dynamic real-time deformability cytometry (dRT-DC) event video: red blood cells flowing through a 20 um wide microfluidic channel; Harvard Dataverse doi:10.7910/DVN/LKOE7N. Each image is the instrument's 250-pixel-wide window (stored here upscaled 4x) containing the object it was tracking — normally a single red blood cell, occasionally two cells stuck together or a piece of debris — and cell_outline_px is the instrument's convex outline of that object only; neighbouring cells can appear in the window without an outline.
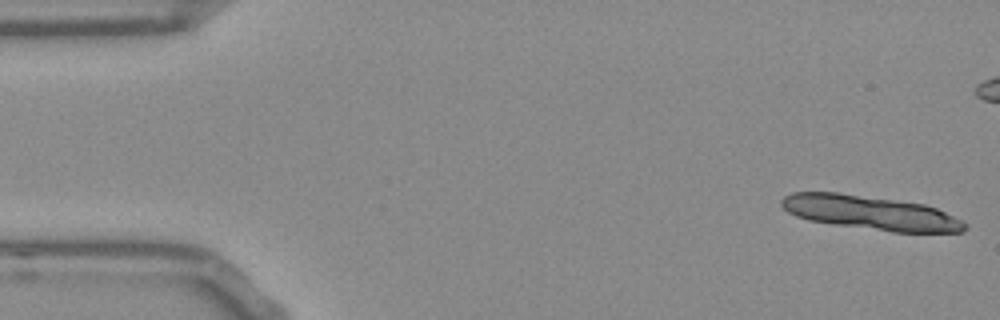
{"species": "Egyptian fruit bat (a non-hibernating species)", "species_latin": "Rousettus aegyptiacus", "temperature_condition": "room temperature", "stored_images_in_passage": 12, "camera_frame_rate_fps": 3000, "um_per_image_px": 0.085, "frame": {"image": 1, "passage_image": 1, "time_ms": 0.0, "image_size_px": [1000, 320], "cell_outline_px": [[968, 228], [964, 232], [892, 232], [832, 224], [808, 220], [796, 216], [788, 212], [780, 204], [780, 200], [784, 196], [792, 192], [836, 192], [924, 204], [936, 208], [968, 224]], "centroid_in_image_um": [73.97, 18.09], "position_along_channel_um": 11.0, "area_um2": 36.3}}